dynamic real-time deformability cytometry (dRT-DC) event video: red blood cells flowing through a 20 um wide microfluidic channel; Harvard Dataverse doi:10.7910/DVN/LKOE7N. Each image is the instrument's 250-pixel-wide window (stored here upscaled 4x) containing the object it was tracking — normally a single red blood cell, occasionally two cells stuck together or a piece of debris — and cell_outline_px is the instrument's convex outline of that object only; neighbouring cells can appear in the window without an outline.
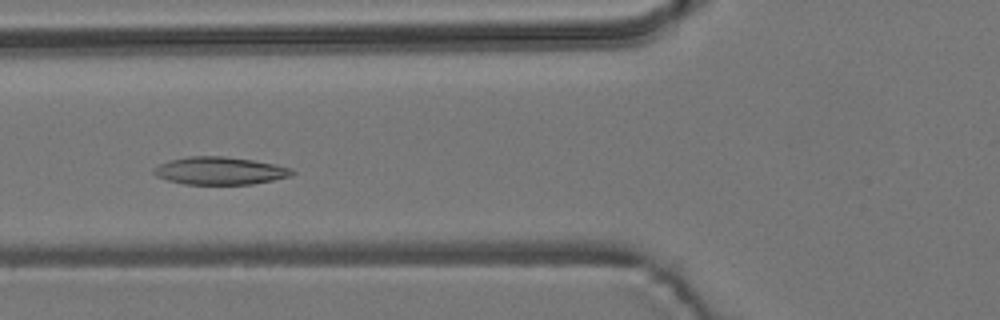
{"species": "common noctule bat (a hibernating species)", "species_latin": "Nyctalus noctula", "temperature_condition": "room temperature", "stored_images_in_passage": 6, "camera_frame_rate_fps": 3000, "um_per_image_px": 0.085, "animal": {"sex": "male", "body_mass_g": 19.2, "forearm_length_mm": 51.8}, "frame": {"image": 1, "passage_image": 5, "time_ms": 4.667, "image_size_px": [1000, 320], "cell_outline_px": [[296, 172], [292, 176], [252, 184], [184, 184], [168, 180], [156, 176], [152, 172], [152, 168], [168, 160], [188, 156], [224, 156], [252, 160], [292, 168]], "centroid_in_image_um": [18.66, 14.51], "position_along_channel_um": 107.1, "area_um2": 22.31}}
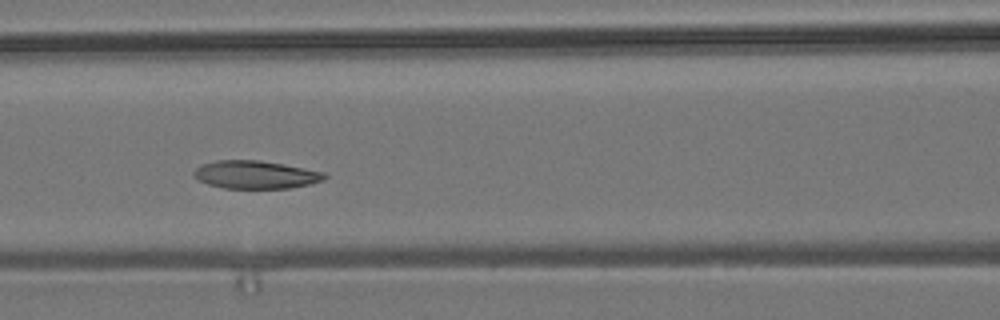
{"frame": {"image": 2, "passage_image": 6, "time_ms": 5.667, "image_size_px": [1000, 320], "cell_outline_px": [[328, 176], [324, 180], [292, 188], [224, 188], [208, 184], [192, 176], [192, 172], [196, 168], [204, 164], [216, 160], [260, 160], [324, 172]], "centroid_in_image_um": [21.71, 14.85], "position_along_channel_um": 144.9, "area_um2": 21.15}}